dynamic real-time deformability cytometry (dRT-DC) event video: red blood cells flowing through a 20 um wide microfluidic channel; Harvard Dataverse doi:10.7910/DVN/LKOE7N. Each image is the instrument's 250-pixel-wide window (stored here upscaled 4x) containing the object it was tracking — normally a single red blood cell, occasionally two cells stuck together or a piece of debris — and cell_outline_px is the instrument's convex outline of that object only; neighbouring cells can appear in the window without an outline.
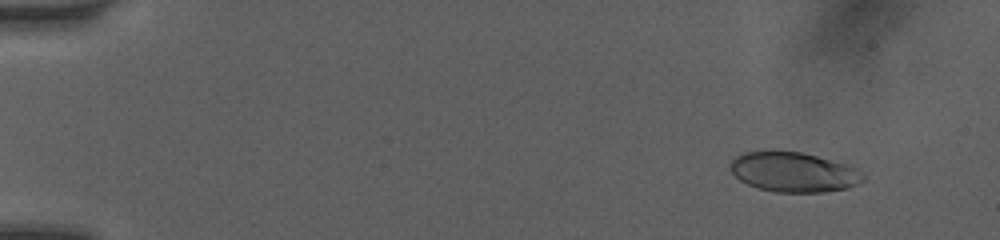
{"species": "human", "species_latin": "Homo sapiens", "temperature_condition": "room temperature", "stored_images_in_passage": 33, "camera_frame_rate_fps": 3000, "um_per_image_px": 0.085, "donor": {"sex": "female"}, "frame": {"image": 1, "passage_image": 3, "time_ms": 1.333, "image_size_px": [1000, 240], "cell_outline_px": [[864, 180], [856, 184], [844, 188], [824, 192], [776, 192], [756, 188], [740, 180], [728, 168], [732, 160], [736, 156], [744, 152], [764, 148], [772, 148], [800, 152], [816, 156], [844, 164], [856, 168], [864, 176]], "centroid_in_image_um": [67.36, 14.59], "position_along_channel_um": 17.6, "area_um2": 31.21}}
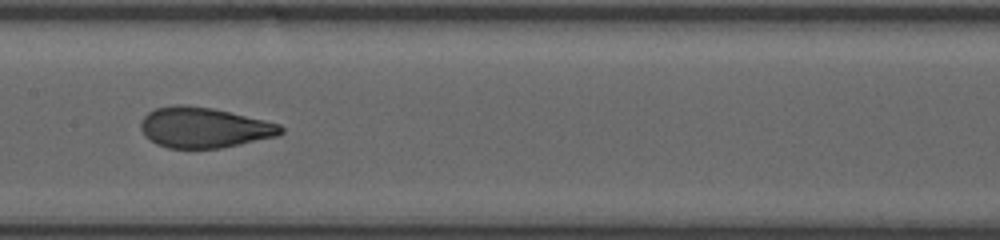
{"frame": {"image": 2, "passage_image": 17, "time_ms": 8.667, "image_size_px": [1000, 240], "cell_outline_px": [[284, 132], [280, 136], [220, 148], [168, 148], [156, 144], [140, 128], [140, 120], [148, 112], [156, 108], [176, 104], [188, 104], [212, 108], [264, 120], [280, 124], [284, 128]], "centroid_in_image_um": [17.37, 10.84], "position_along_channel_um": 190.0, "area_um2": 33.06}}
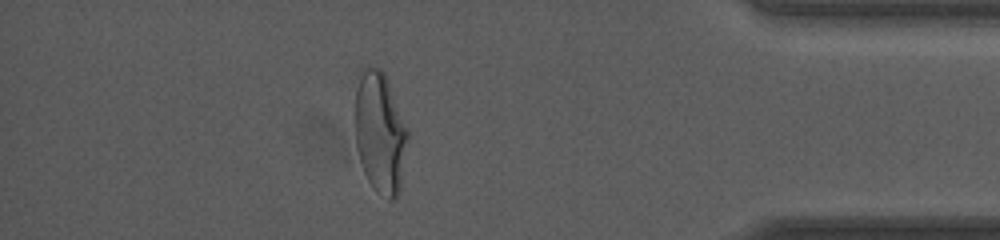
{"frame": {"image": 3, "passage_image": 29, "time_ms": 14.667, "image_size_px": [1000, 240], "cell_outline_px": [[408, 140], [400, 192], [392, 200], [388, 200], [376, 192], [372, 188], [364, 172], [356, 148], [356, 92], [360, 64], [368, 64], [380, 68], [384, 72], [408, 128]], "centroid_in_image_um": [32.31, 11.24], "position_along_channel_um": 402.9, "area_um2": 37.8}, "authors_computed_cell_mechanics": {"area_um2": 32.946, "velocity_mm_per_s": 4.1063, "shape_relaxation_time_tau1_ms": 4.9996, "shape_relaxation_time_tau2_ms": 0.7387, "deformation_change_tau1": 0.2325, "deformation_change_tau2": 0.0731}}